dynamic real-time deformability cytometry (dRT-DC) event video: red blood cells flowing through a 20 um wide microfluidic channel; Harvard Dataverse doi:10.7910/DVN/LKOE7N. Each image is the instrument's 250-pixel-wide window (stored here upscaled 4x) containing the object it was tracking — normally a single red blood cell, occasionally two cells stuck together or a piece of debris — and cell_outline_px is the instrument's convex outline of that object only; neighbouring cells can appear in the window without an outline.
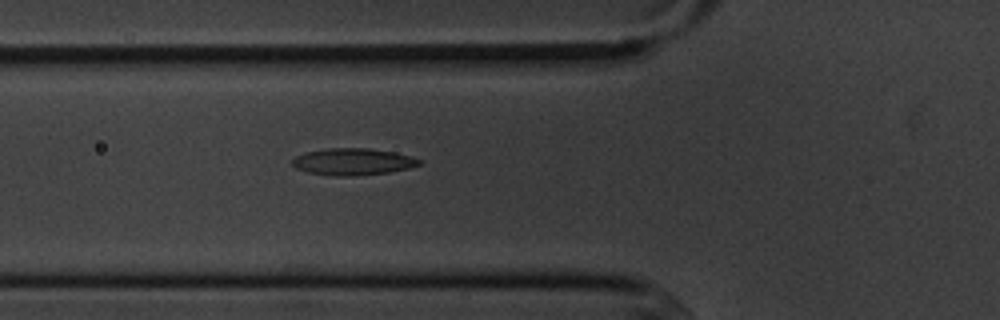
{"species": "common noctule bat (a hibernating species)", "species_latin": "Nyctalus noctula", "temperature_condition": "cold", "stored_images_in_passage": 5, "camera_frame_rate_fps": 3000, "um_per_image_px": 0.085, "animal": {"sex": "male", "body_mass_g": 20.1, "forearm_length_mm": 53.5}, "frame": {"image": 1, "passage_image": 5, "time_ms": 4.667, "image_size_px": [1000, 320], "cell_outline_px": [[420, 164], [408, 168], [388, 172], [352, 176], [336, 176], [308, 172], [296, 168], [292, 164], [292, 160], [296, 156], [304, 152], [328, 148], [368, 148], [392, 152], [408, 156], [420, 160]], "centroid_in_image_um": [29.93, 13.74], "position_along_channel_um": 95.9, "area_um2": 19.54}}